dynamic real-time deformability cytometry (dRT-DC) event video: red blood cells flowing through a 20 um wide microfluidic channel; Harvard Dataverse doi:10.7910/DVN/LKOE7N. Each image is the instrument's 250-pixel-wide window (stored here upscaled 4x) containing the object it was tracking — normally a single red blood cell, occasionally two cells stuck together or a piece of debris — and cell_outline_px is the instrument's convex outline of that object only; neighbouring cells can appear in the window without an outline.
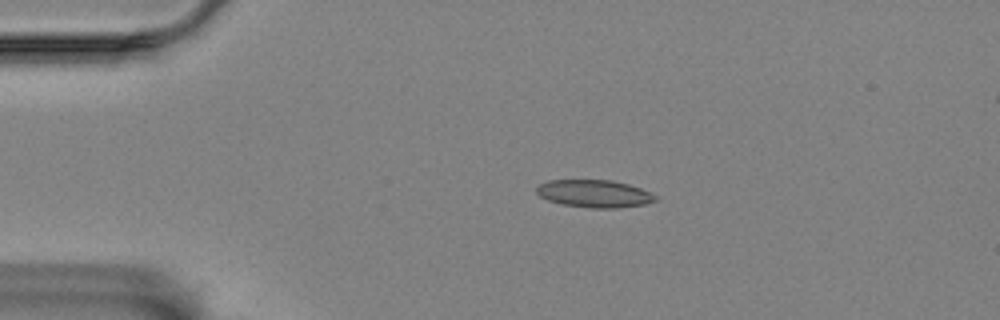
{"species": "Egyptian fruit bat (a non-hibernating species)", "species_latin": "Rousettus aegyptiacus", "temperature_condition": "room temperature", "stored_images_in_passage": 47, "camera_frame_rate_fps": 3000, "um_per_image_px": 0.085, "animal": {"sex": "female"}, "frame": {"image": 1, "passage_image": 1, "time_ms": 0.0, "image_size_px": [1000, 320], "cell_outline_px": [[660, 196], [656, 200], [644, 204], [620, 208], [588, 208], [564, 204], [548, 200], [540, 196], [536, 192], [536, 188], [540, 184], [548, 180], [612, 180], [628, 184], [640, 188]], "centroid_in_image_um": [50.55, 16.46], "position_along_channel_um": 34.5, "area_um2": 19.13}}
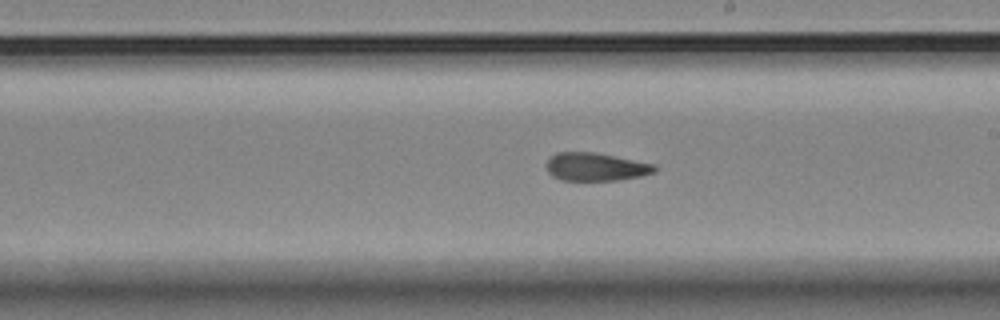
{"frame": {"image": 2, "passage_image": 22, "time_ms": 7.0, "image_size_px": [1000, 320], "cell_outline_px": [[656, 172], [640, 176], [616, 180], [560, 180], [552, 176], [548, 172], [548, 160], [556, 152], [592, 152], [656, 164]], "centroid_in_image_um": [50.65, 14.18], "position_along_channel_um": 238.4, "area_um2": 17.51}}
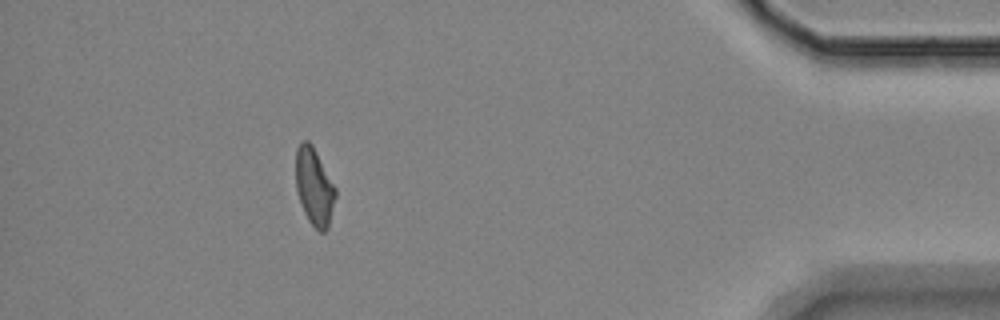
{"frame": {"image": 3, "passage_image": 41, "time_ms": 13.333, "image_size_px": [1000, 320], "cell_outline_px": [[336, 196], [328, 228], [324, 232], [320, 232], [308, 220], [304, 212], [296, 188], [296, 148], [300, 140], [308, 140], [312, 144], [336, 188]], "centroid_in_image_um": [26.71, 15.84], "position_along_channel_um": 408.5, "area_um2": 17.86}, "authors_computed_cell_mechanics": {"area_um2": 18.3804, "velocity_mm_per_s": 3.4655, "shape_relaxation_time_tau1_ms": null, "shape_relaxation_time_tau2_ms": 3.3728, "deformation_change_tau1": null, "deformation_change_tau2": 0.1147}}